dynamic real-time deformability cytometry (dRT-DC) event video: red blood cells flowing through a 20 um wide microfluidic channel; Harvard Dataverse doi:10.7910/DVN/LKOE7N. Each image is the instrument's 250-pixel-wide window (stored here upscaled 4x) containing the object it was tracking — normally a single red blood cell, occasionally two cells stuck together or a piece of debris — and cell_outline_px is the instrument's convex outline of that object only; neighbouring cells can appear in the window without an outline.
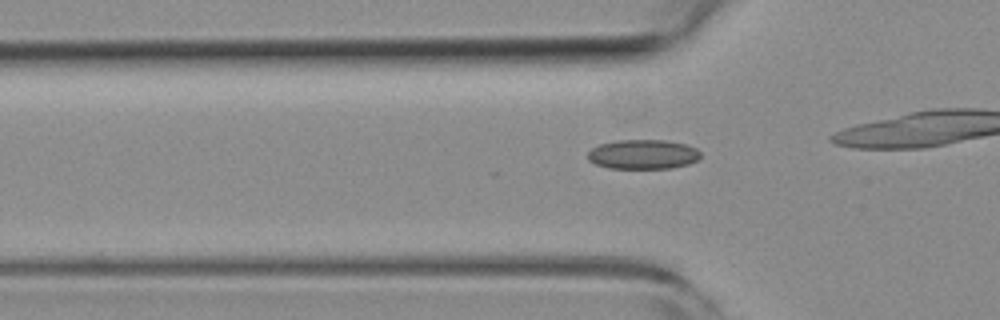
{"species": "common noctule bat (a hibernating species)", "species_latin": "Nyctalus noctula", "temperature_condition": "room temperature", "stored_images_in_passage": 33, "camera_frame_rate_fps": 3000, "um_per_image_px": 0.085, "animal": {"sex": "female", "body_mass_g": 19.3, "forearm_length_mm": 54.1}, "frame": {"image": 1, "passage_image": 8, "time_ms": 2.333, "image_size_px": [1000, 320], "cell_outline_px": [[700, 156], [696, 160], [688, 164], [672, 168], [608, 168], [596, 164], [588, 160], [588, 152], [592, 148], [600, 144], [616, 140], [668, 140], [688, 144], [696, 148], [700, 152]], "centroid_in_image_um": [54.66, 13.11], "position_along_channel_um": 71.1, "area_um2": 19.48}}
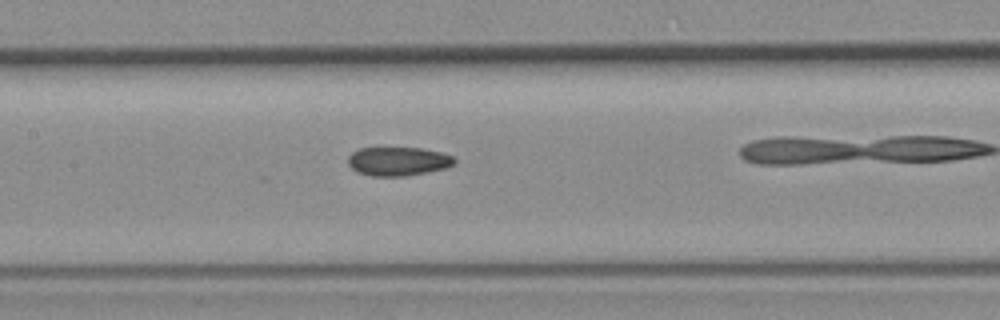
{"frame": {"image": 2, "passage_image": 16, "time_ms": 5.0, "image_size_px": [1000, 320], "cell_outline_px": [[456, 164], [444, 168], [428, 172], [404, 176], [372, 176], [356, 172], [348, 164], [348, 156], [352, 152], [360, 148], [420, 148], [440, 152], [452, 156], [456, 160]], "centroid_in_image_um": [33.83, 13.71], "position_along_channel_um": 173.6, "area_um2": 17.86}}
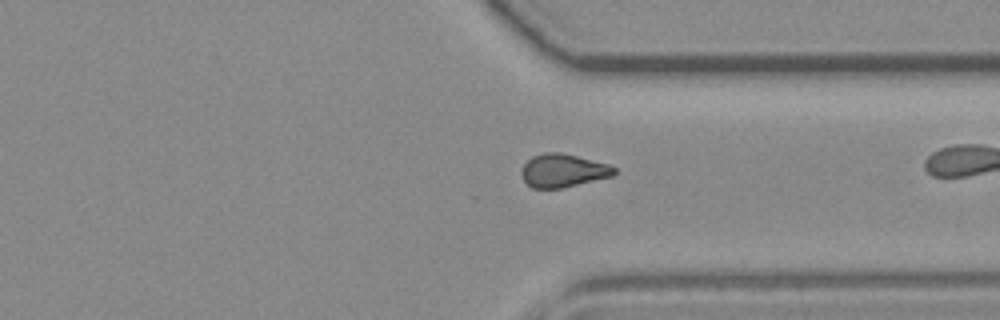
{"frame": {"image": 3, "passage_image": 31, "time_ms": 10.0, "image_size_px": [1000, 320], "cell_outline_px": [[616, 172], [612, 176], [560, 188], [532, 188], [524, 180], [520, 172], [524, 164], [532, 156], [544, 152], [560, 152], [608, 164], [616, 168]], "centroid_in_image_um": [47.83, 14.49], "position_along_channel_um": 363.6, "area_um2": 17.74}}